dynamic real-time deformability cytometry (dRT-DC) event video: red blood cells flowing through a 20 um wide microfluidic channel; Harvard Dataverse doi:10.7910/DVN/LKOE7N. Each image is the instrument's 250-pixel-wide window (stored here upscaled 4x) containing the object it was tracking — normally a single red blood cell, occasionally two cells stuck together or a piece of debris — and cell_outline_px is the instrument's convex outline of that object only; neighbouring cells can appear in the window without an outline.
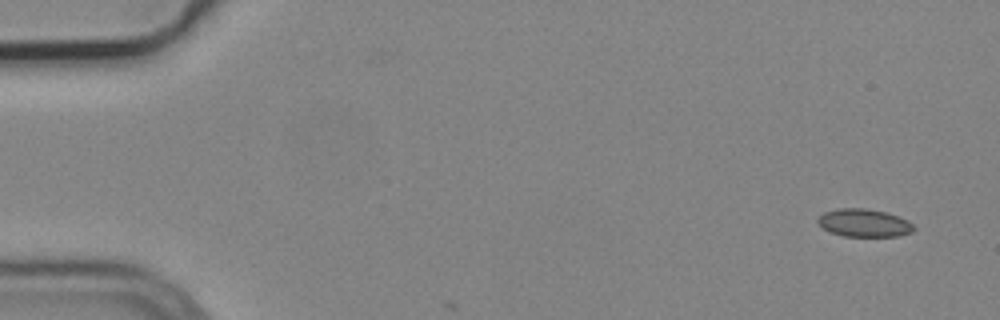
{"species": "common noctule bat (a hibernating species)", "species_latin": "Nyctalus noctula", "temperature_condition": "cold", "stored_images_in_passage": 4, "camera_frame_rate_fps": 3000, "um_per_image_px": 0.085, "animal": {"sex": "male", "body_mass_g": 19.2, "forearm_length_mm": 51.8}, "frame": {"image": 1, "passage_image": 1, "time_ms": 0.0, "image_size_px": [1000, 320], "cell_outline_px": [[916, 228], [912, 232], [900, 236], [844, 236], [832, 232], [824, 228], [816, 220], [824, 212], [836, 208], [864, 208], [884, 212], [908, 220]], "centroid_in_image_um": [73.46, 18.95], "position_along_channel_um": 11.5, "area_um2": 15.43}}
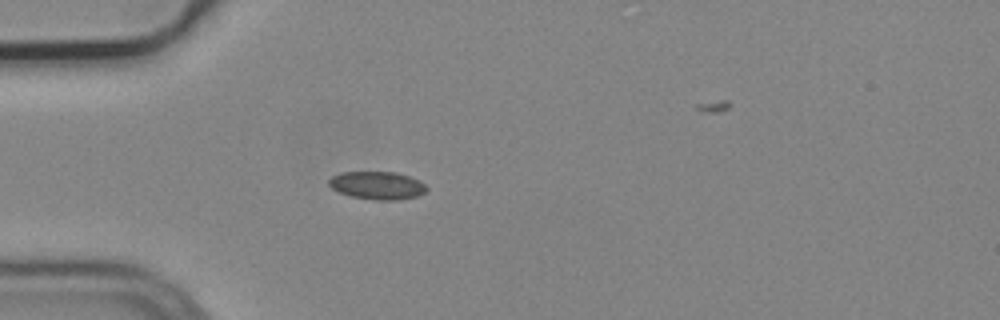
{"frame": {"image": 2, "passage_image": 4, "time_ms": 1.0, "image_size_px": [1000, 320], "cell_outline_px": [[428, 188], [424, 192], [416, 196], [400, 200], [376, 200], [352, 196], [340, 192], [332, 188], [328, 184], [328, 180], [332, 176], [340, 172], [396, 172], [408, 176], [424, 184]], "centroid_in_image_um": [32.04, 15.76], "position_along_channel_um": 53.0, "area_um2": 15.72}}